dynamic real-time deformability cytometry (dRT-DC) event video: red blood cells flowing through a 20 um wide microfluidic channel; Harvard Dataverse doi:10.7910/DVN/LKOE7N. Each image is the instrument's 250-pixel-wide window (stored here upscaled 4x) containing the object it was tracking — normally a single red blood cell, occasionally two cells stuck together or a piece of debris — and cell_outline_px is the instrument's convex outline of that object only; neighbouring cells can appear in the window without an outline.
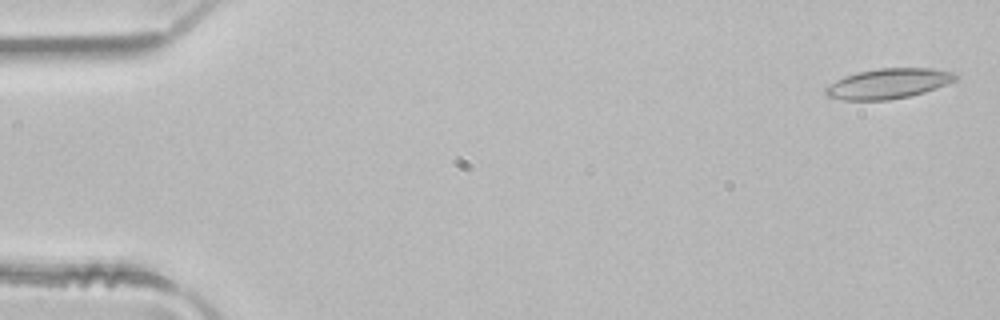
{"species": "common noctule bat (a hibernating species)", "species_latin": "Nyctalus noctula", "temperature_condition": "room temperature", "stored_images_in_passage": 47, "camera_frame_rate_fps": 3000, "um_per_image_px": 0.085, "animal": {"sex": "male", "body_mass_g": 21.5, "forearm_length_mm": 52.0}, "frame": {"image": 1, "passage_image": 1, "time_ms": 0.0, "image_size_px": [1000, 320], "cell_outline_px": [[960, 76], [956, 80], [936, 88], [924, 92], [908, 96], [888, 100], [844, 100], [828, 96], [824, 92], [824, 88], [836, 80], [844, 76], [860, 72], [880, 68], [932, 68], [960, 72]], "centroid_in_image_um": [75.57, 7.09], "position_along_channel_um": 9.4, "area_um2": 22.89}}
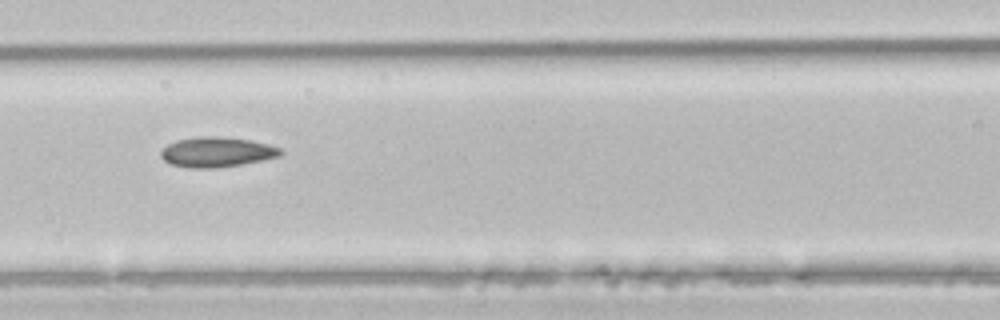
{"frame": {"image": 2, "passage_image": 21, "time_ms": 6.667, "image_size_px": [1000, 320], "cell_outline_px": [[284, 152], [280, 156], [264, 160], [216, 168], [188, 168], [172, 164], [164, 160], [160, 156], [160, 152], [168, 144], [176, 140], [196, 136], [220, 136], [248, 140], [268, 144], [280, 148]], "centroid_in_image_um": [18.42, 12.92], "position_along_channel_um": 148.2, "area_um2": 20.98}}
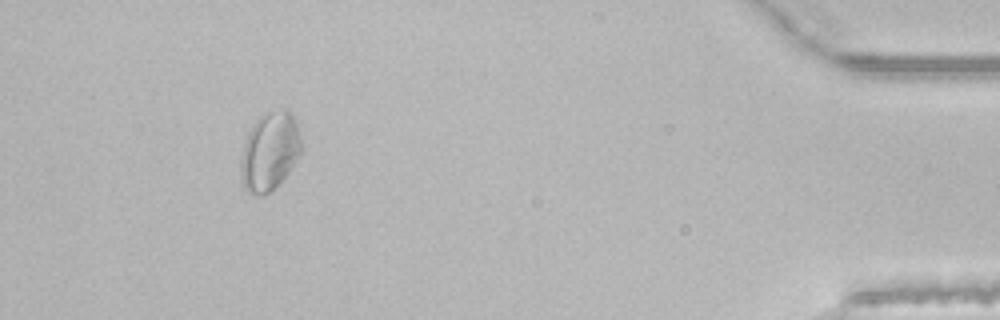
{"frame": {"image": 3, "passage_image": 45, "time_ms": 14.667, "image_size_px": [1000, 320], "cell_outline_px": [[304, 148], [288, 172], [268, 192], [248, 192], [244, 188], [240, 180], [240, 160], [244, 144], [248, 132], [252, 124], [260, 116], [268, 112], [284, 108], [288, 108], [296, 120]], "centroid_in_image_um": [22.93, 12.79], "position_along_channel_um": 412.3, "area_um2": 27.57}, "authors_computed_cell_mechanics": {"area_um2": 20.9814, "velocity_mm_per_s": 4.0991, "shape_relaxation_time_tau1_ms": null, "shape_relaxation_time_tau2_ms": 4.6581, "deformation_change_tau1": null, "deformation_change_tau2": 0.1115}}